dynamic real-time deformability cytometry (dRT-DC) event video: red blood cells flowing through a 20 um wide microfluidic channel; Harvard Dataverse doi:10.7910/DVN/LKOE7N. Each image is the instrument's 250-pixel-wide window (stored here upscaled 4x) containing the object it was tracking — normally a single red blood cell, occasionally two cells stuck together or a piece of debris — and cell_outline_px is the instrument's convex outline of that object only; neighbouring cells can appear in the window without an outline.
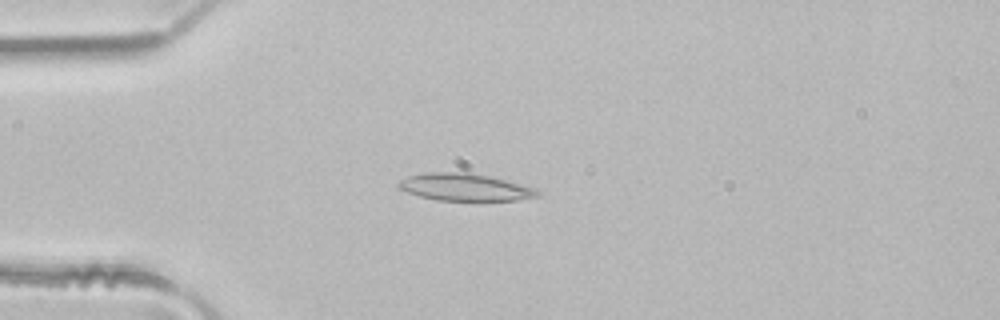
{"species": "common noctule bat (a hibernating species)", "species_latin": "Nyctalus noctula", "temperature_condition": "room temperature", "stored_images_in_passage": 48, "camera_frame_rate_fps": 3000, "um_per_image_px": 0.085, "animal": {"sex": "male", "body_mass_g": 21.5, "forearm_length_mm": 52.0}, "frame": {"image": 1, "passage_image": 12, "time_ms": 3.667, "image_size_px": [1000, 320], "cell_outline_px": [[540, 196], [516, 200], [436, 200], [420, 196], [408, 192], [400, 188], [396, 184], [400, 180], [408, 176], [424, 172], [468, 172], [488, 176], [536, 188], [540, 192]], "centroid_in_image_um": [39.5, 15.9], "position_along_channel_um": 45.5, "area_um2": 21.91}}
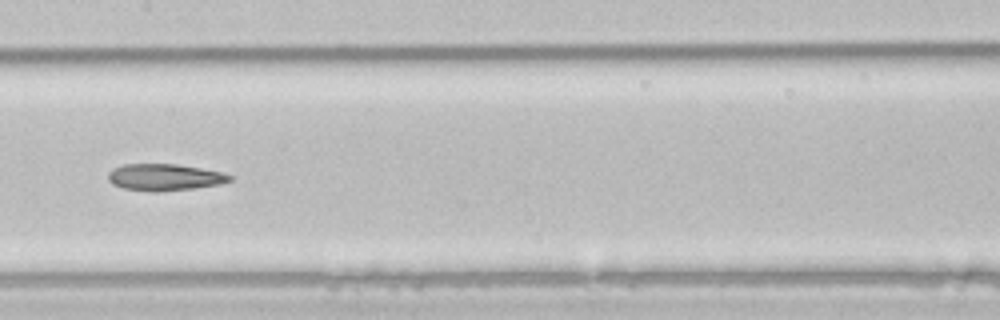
{"frame": {"image": 2, "passage_image": 24, "time_ms": 7.667, "image_size_px": [1000, 320], "cell_outline_px": [[232, 180], [220, 184], [192, 188], [156, 192], [152, 192], [124, 188], [112, 184], [108, 180], [108, 172], [112, 168], [124, 164], [176, 164], [200, 168], [220, 172], [232, 176]], "centroid_in_image_um": [13.94, 15.06], "position_along_channel_um": 193.5, "area_um2": 18.84}}
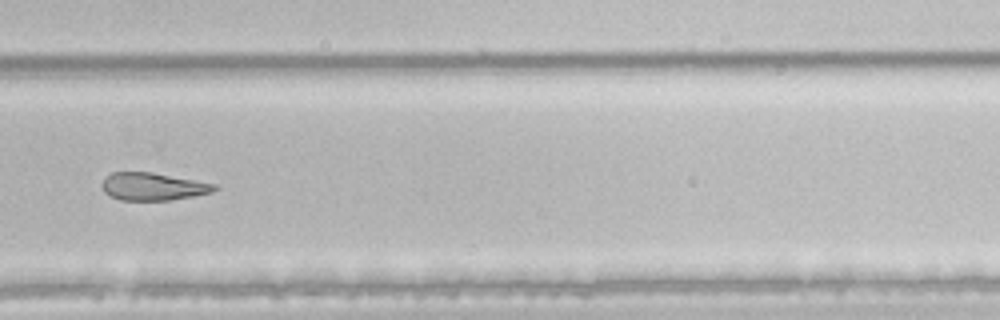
{"frame": {"image": 3, "passage_image": 33, "time_ms": 10.667, "image_size_px": [1000, 320], "cell_outline_px": [[220, 188], [212, 192], [192, 196], [168, 200], [120, 200], [104, 192], [100, 184], [104, 176], [112, 172], [152, 172], [216, 184]], "centroid_in_image_um": [12.97, 15.84], "position_along_channel_um": 316.8, "area_um2": 18.15}, "authors_computed_cell_mechanics": {"area_um2": 21.7039, "velocity_mm_per_s": 4.1427, "shape_relaxation_time_tau1_ms": null, "shape_relaxation_time_tau2_ms": 5.9506, "deformation_change_tau1": null, "deformation_change_tau2": 0.1578}}